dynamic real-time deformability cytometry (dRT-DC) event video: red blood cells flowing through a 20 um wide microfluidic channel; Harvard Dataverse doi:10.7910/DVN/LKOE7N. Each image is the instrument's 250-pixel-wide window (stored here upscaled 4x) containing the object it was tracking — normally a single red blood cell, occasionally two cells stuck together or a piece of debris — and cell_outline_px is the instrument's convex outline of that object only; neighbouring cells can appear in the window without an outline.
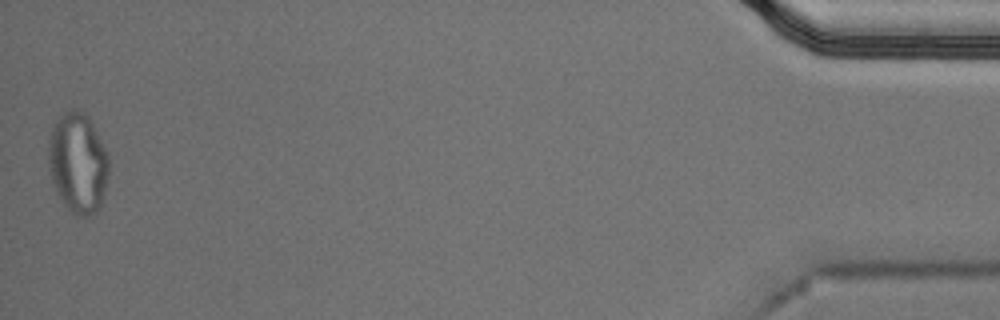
{"species": "Egyptian fruit bat (a non-hibernating species)", "species_latin": "Rousettus aegyptiacus", "temperature_condition": "cold", "stored_images_in_passage": 42, "camera_frame_rate_fps": 3000, "um_per_image_px": 0.085, "animal": {"sex": "male"}, "frame": {"image": 1, "passage_image": 42, "time_ms": 13.667, "image_size_px": [1000, 320], "cell_outline_px": [[108, 180], [100, 208], [96, 212], [88, 216], [76, 216], [64, 204], [56, 192], [48, 168], [48, 140], [52, 128], [56, 120], [64, 112], [72, 108], [84, 112], [88, 116], [108, 152]], "centroid_in_image_um": [6.62, 13.84], "position_along_channel_um": 428.6, "area_um2": 35.72}, "authors_computed_cell_mechanics": {"area_um2": 20.0566, "velocity_mm_per_s": 3.6954, "shape_relaxation_time_tau1_ms": null, "shape_relaxation_time_tau2_ms": 2.3429, "deformation_change_tau1": null, "deformation_change_tau2": 0.0797}}